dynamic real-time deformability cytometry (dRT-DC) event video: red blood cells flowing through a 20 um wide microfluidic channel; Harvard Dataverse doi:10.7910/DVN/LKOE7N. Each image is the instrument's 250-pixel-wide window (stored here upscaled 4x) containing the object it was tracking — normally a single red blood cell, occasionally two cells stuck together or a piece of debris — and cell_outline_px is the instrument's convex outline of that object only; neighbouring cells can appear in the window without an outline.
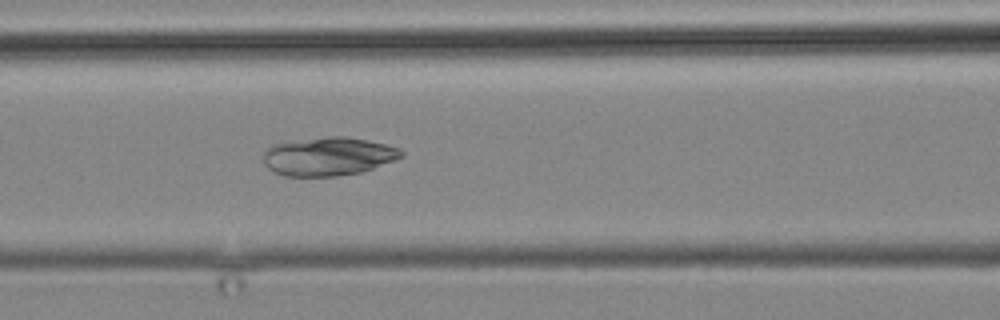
{"species": "common noctule bat (a hibernating species)", "species_latin": "Nyctalus noctula", "temperature_condition": "cold", "stored_images_in_passage": 13, "camera_frame_rate_fps": 3000, "um_per_image_px": 0.085, "animal": {"sex": "male", "body_mass_g": 19.2, "forearm_length_mm": 51.8}, "frame": {"image": 1, "passage_image": 13, "time_ms": 14.0, "image_size_px": [1000, 320], "cell_outline_px": [[404, 156], [372, 168], [360, 172], [336, 176], [284, 176], [272, 172], [264, 164], [264, 148], [272, 144], [292, 140], [328, 136], [348, 136], [388, 144], [400, 148], [404, 152]], "centroid_in_image_um": [27.87, 13.27], "position_along_channel_um": 138.7, "area_um2": 31.33}}